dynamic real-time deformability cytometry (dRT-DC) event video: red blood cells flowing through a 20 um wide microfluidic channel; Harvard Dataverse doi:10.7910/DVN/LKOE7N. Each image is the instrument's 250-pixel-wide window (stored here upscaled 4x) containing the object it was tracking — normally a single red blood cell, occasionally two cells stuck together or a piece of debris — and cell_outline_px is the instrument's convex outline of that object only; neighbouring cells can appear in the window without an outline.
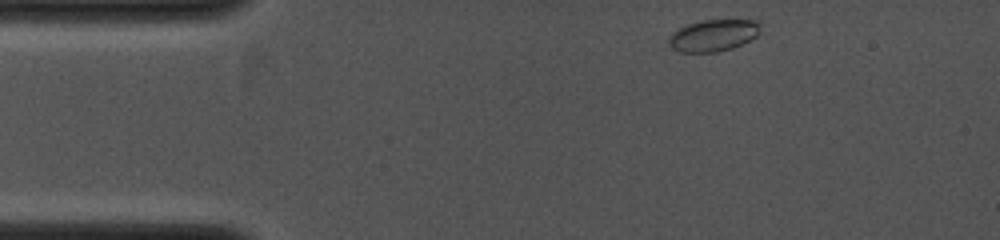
{"species": "common noctule bat (a hibernating species)", "species_latin": "Nyctalus noctula", "temperature_condition": "cold", "stored_images_in_passage": 34, "camera_frame_rate_fps": 4000, "um_per_image_px": 0.085, "animal": {"sex": "female", "body_mass_g": 19.0, "forearm_length_mm": 53.3}, "frame": {"image": 1, "passage_image": 1, "time_ms": 0.0, "image_size_px": [1000, 240], "cell_outline_px": [[760, 32], [756, 36], [732, 48], [716, 52], [680, 52], [672, 48], [668, 44], [668, 36], [672, 32], [688, 24], [704, 20], [760, 20]], "centroid_in_image_um": [60.62, 3.0], "position_along_channel_um": 24.4, "area_um2": 16.94}}
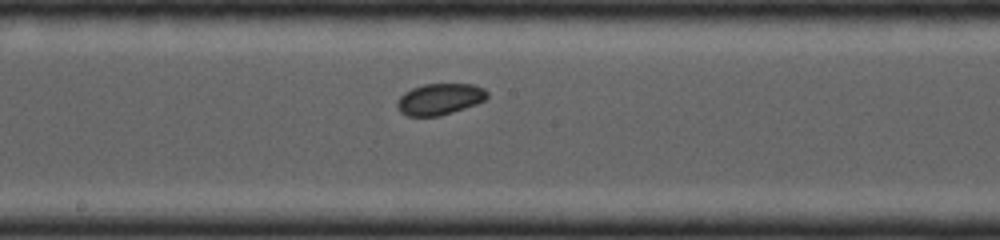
{"frame": {"image": 2, "passage_image": 13, "time_ms": 4.75, "image_size_px": [1000, 240], "cell_outline_px": [[488, 96], [484, 100], [476, 104], [440, 116], [408, 116], [400, 112], [396, 104], [400, 96], [404, 92], [412, 88], [424, 84], [472, 84], [484, 88], [488, 92]], "centroid_in_image_um": [37.37, 8.42], "position_along_channel_um": 210.8, "area_um2": 16.42}}
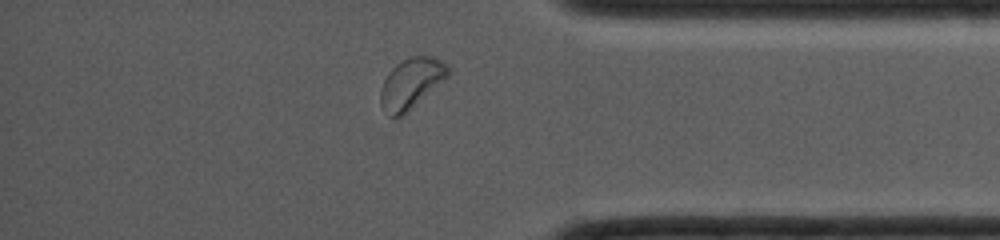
{"frame": {"image": 3, "passage_image": 29, "time_ms": 8.5, "image_size_px": [1000, 240], "cell_outline_px": [[452, 72], [444, 80], [408, 112], [400, 116], [388, 116], [380, 104], [380, 88], [388, 72], [396, 64], [408, 56], [432, 56], [448, 64]], "centroid_in_image_um": [34.96, 7.07], "position_along_channel_um": 400.2, "area_um2": 20.0}}